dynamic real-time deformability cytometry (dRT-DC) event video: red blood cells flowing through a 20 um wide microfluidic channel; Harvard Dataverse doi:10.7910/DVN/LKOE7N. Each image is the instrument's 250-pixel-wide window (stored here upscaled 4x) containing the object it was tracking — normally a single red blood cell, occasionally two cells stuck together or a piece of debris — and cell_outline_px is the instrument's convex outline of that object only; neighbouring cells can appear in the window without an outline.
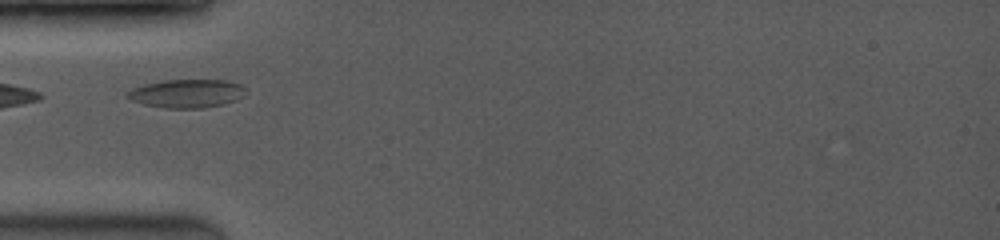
{"species": "common noctule bat (a hibernating species)", "species_latin": "Nyctalus noctula", "temperature_condition": "room temperature", "stored_images_in_passage": 11, "segment_of_instrument_passage": [1, 2], "camera_frame_rate_fps": 3500, "um_per_image_px": 0.085, "animal": {"sex": "female", "body_mass_g": 19.0, "forearm_length_mm": 53.3}, "frame": {"image": 1, "passage_image": 1, "time_ms": 0.0, "image_size_px": [1000, 240], "cell_outline_px": [[244, 96], [236, 100], [224, 104], [204, 108], [164, 108], [144, 104], [132, 100], [124, 96], [124, 92], [132, 88], [144, 84], [164, 80], [228, 80], [240, 84], [244, 88]], "centroid_in_image_um": [15.84, 7.95], "position_along_channel_um": 69.2, "area_um2": 19.77}}
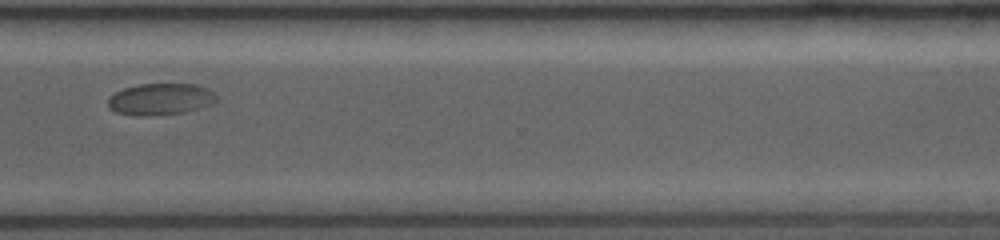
{"frame": {"image": 2, "passage_image": 8, "time_ms": 7.429, "image_size_px": [1000, 240], "cell_outline_px": [[220, 100], [216, 104], [188, 112], [152, 116], [136, 116], [116, 112], [108, 108], [108, 96], [124, 88], [140, 84], [196, 84], [208, 88]], "centroid_in_image_um": [13.69, 8.45], "position_along_channel_um": 356.9, "area_um2": 20.52}}
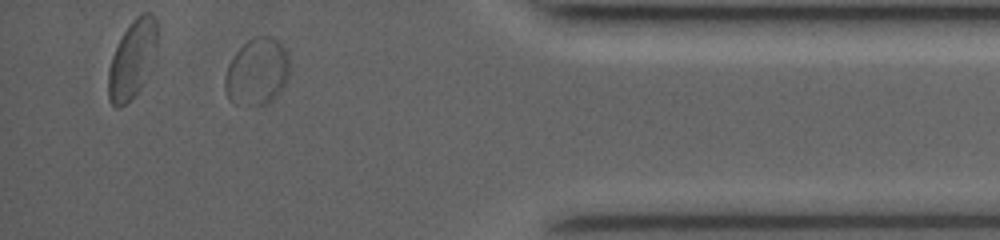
{"frame": {"image": 3, "passage_image": 10, "time_ms": 9.429, "image_size_px": [1000, 240], "cell_outline_px": [[288, 76], [280, 92], [272, 100], [264, 104], [236, 104], [228, 100], [224, 88], [224, 76], [228, 64], [232, 56], [248, 40], [256, 36], [272, 36], [284, 48], [288, 56]], "centroid_in_image_um": [21.81, 6.1], "position_along_channel_um": 413.4, "area_um2": 25.14}}